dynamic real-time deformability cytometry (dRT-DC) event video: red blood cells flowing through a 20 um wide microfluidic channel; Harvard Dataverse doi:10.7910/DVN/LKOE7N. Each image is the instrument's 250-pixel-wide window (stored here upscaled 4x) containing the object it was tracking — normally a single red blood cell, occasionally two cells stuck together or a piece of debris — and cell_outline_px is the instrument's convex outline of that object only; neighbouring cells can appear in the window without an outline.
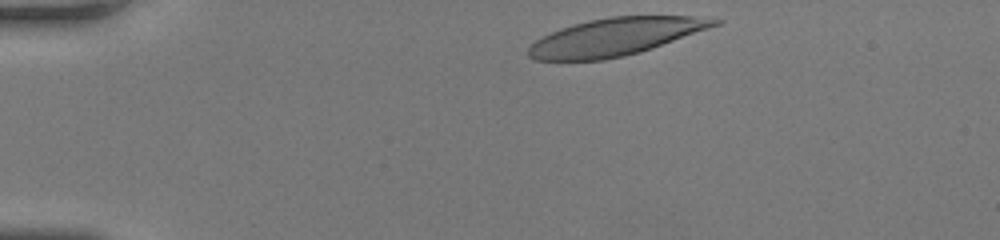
{"species": "human", "species_latin": "Homo sapiens", "temperature_condition": "room temperature", "stored_images_in_passage": 32, "camera_frame_rate_fps": 3000, "um_per_image_px": 0.085, "donor": {"sex": "female"}, "frame": {"image": 1, "passage_image": 1, "time_ms": 0.0, "image_size_px": [1000, 240], "cell_outline_px": [[724, 20], [720, 24], [652, 48], [640, 52], [624, 56], [604, 60], [536, 60], [528, 56], [528, 48], [536, 40], [560, 28], [588, 20], [612, 16], [692, 16]], "centroid_in_image_um": [52.3, 3.13], "position_along_channel_um": 32.7, "area_um2": 40.29}}
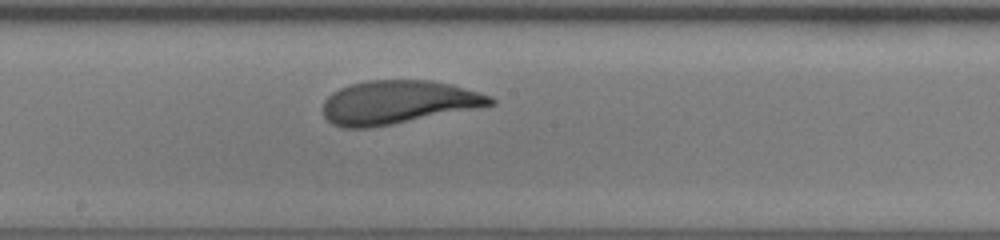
{"frame": {"image": 2, "passage_image": 19, "time_ms": 6.0, "image_size_px": [1000, 240], "cell_outline_px": [[496, 104], [480, 108], [372, 128], [344, 128], [332, 124], [324, 116], [324, 100], [332, 92], [340, 88], [352, 84], [368, 80], [432, 80], [452, 84], [480, 92], [492, 96], [496, 100]], "centroid_in_image_um": [33.88, 8.7], "position_along_channel_um": 214.3, "area_um2": 42.77}}
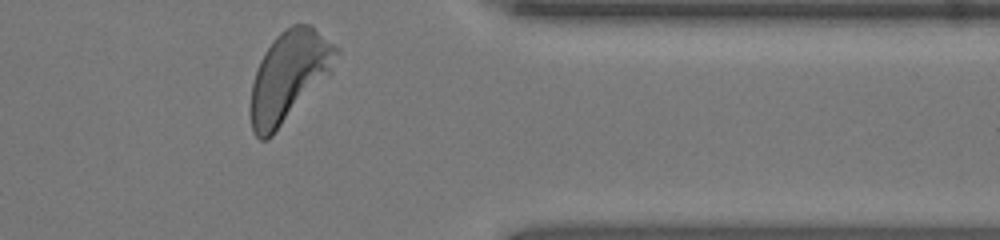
{"frame": {"image": 3, "passage_image": 32, "time_ms": 10.333, "image_size_px": [1000, 240], "cell_outline_px": [[340, 52], [332, 72], [272, 136], [268, 140], [260, 140], [252, 132], [248, 112], [252, 84], [260, 60], [264, 52], [272, 40], [284, 28], [292, 24], [312, 24], [340, 48]], "centroid_in_image_um": [24.56, 6.47], "position_along_channel_um": 386.8, "area_um2": 45.66}, "authors_computed_cell_mechanics": {"area_um2": 42.8876, "velocity_mm_per_s": 4.2129, "shape_relaxation_time_tau1_ms": 2.9785, "shape_relaxation_time_tau2_ms": 0.7277, "deformation_change_tau1": 0.1568, "deformation_change_tau2": 0.0706}}